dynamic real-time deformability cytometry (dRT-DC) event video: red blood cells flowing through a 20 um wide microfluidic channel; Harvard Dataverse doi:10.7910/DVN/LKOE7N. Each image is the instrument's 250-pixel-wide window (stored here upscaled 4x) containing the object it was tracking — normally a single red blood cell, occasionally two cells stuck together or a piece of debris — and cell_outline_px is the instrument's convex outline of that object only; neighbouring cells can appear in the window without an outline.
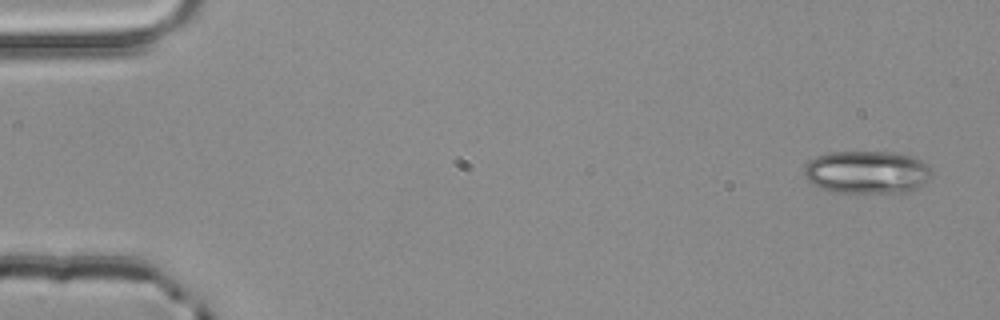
{"species": "common noctule bat (a hibernating species)", "species_latin": "Nyctalus noctula", "temperature_condition": "room temperature", "stored_images_in_passage": 3, "camera_frame_rate_fps": 3000, "um_per_image_px": 0.085, "animal": {"sex": "male", "body_mass_g": 20.4}, "frame": {"image": 1, "passage_image": 1, "time_ms": 0.0, "image_size_px": [1000, 320], "cell_outline_px": [[932, 176], [928, 180], [916, 188], [908, 192], [828, 192], [812, 184], [804, 176], [804, 168], [816, 156], [832, 152], [896, 152], [916, 156], [928, 164], [932, 172]], "centroid_in_image_um": [73.73, 14.63], "position_along_channel_um": 11.3, "area_um2": 32.08}}